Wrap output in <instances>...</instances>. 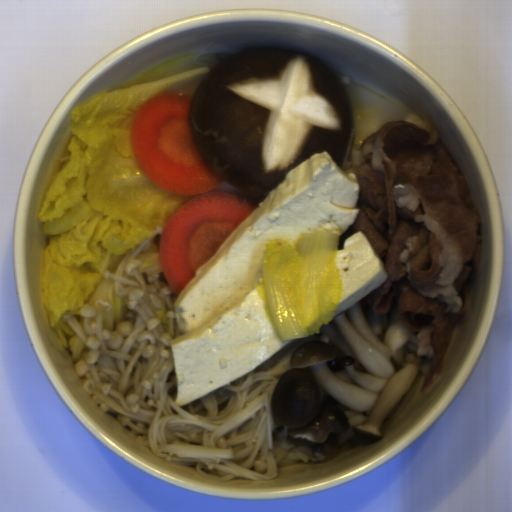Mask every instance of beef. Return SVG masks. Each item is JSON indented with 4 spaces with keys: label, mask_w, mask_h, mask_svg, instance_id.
Returning <instances> with one entry per match:
<instances>
[{
    "label": "beef",
    "mask_w": 512,
    "mask_h": 512,
    "mask_svg": "<svg viewBox=\"0 0 512 512\" xmlns=\"http://www.w3.org/2000/svg\"><path fill=\"white\" fill-rule=\"evenodd\" d=\"M341 171L357 177L359 212L339 236L337 251L365 233L387 273L367 302L377 316L395 304L418 331L423 393L440 375L481 260L482 222L469 184L436 127L415 112L384 121L351 146Z\"/></svg>",
    "instance_id": "obj_1"
}]
</instances>
